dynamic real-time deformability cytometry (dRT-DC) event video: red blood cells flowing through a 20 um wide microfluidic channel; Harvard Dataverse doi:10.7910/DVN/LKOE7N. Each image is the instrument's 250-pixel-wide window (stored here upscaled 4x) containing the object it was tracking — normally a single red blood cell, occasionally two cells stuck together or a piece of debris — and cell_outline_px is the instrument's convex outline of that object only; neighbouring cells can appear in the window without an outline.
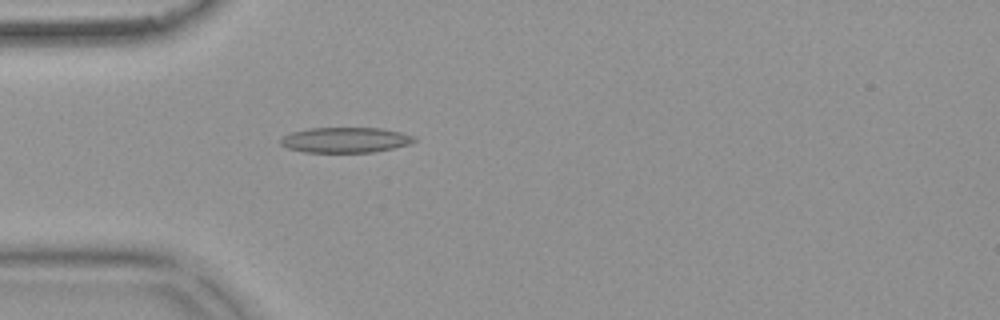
{"species": "common noctule bat (a hibernating species)", "species_latin": "Nyctalus noctula", "temperature_condition": "warm", "stored_images_in_passage": 46, "camera_frame_rate_fps": 3000, "um_per_image_px": 0.085, "animal": {"sex": "female", "body_mass_g": 18.4}, "frame": {"image": 1, "passage_image": 8, "time_ms": 2.333, "image_size_px": [1000, 320], "cell_outline_px": [[416, 140], [408, 144], [392, 148], [372, 152], [304, 152], [288, 148], [280, 144], [280, 140], [284, 136], [292, 132], [308, 128], [380, 128], [400, 132], [416, 136]], "centroid_in_image_um": [29.35, 11.89], "position_along_channel_um": 55.7, "area_um2": 19.59}}
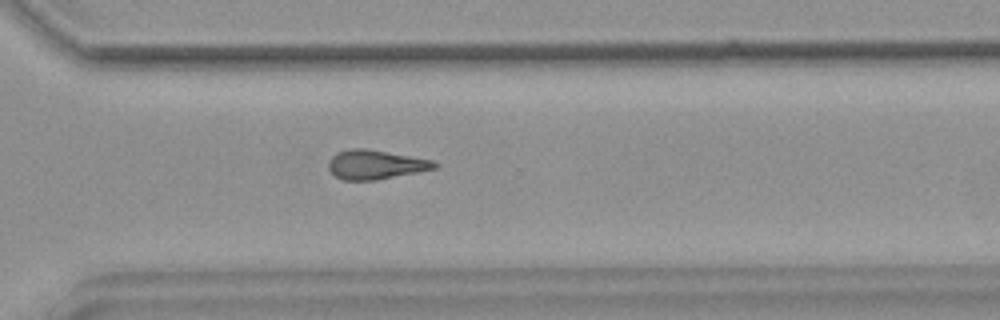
{"frame": {"image": 2, "passage_image": 31, "time_ms": 10.0, "image_size_px": [1000, 320], "cell_outline_px": [[440, 164], [436, 168], [376, 180], [344, 180], [336, 176], [328, 168], [328, 160], [336, 152], [352, 148], [368, 148], [432, 160]], "centroid_in_image_um": [31.9, 13.97], "position_along_channel_um": 338.7, "area_um2": 18.03}}
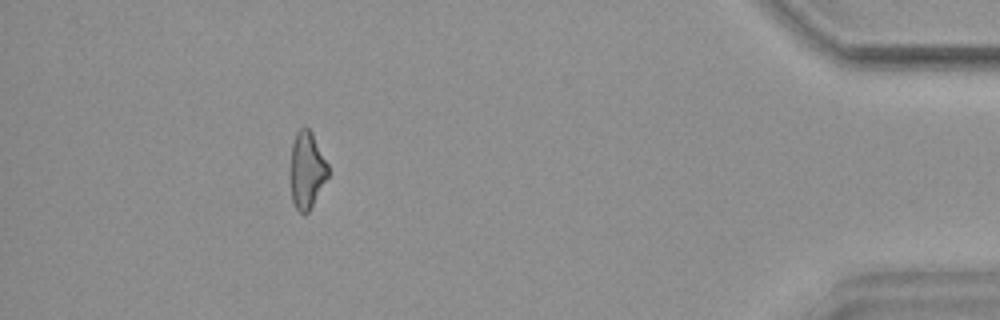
{"frame": {"image": 3, "passage_image": 41, "time_ms": 13.333, "image_size_px": [1000, 320], "cell_outline_px": [[328, 176], [308, 212], [300, 212], [296, 208], [292, 200], [292, 144], [296, 132], [300, 128], [308, 128], [312, 132], [328, 164]], "centroid_in_image_um": [26.1, 14.42], "position_along_channel_um": 409.1, "area_um2": 16.24}, "authors_computed_cell_mechanics": {"area_um2": 18.0914, "velocity_mm_per_s": 3.7655, "shape_relaxation_time_tau1_ms": null, "shape_relaxation_time_tau2_ms": 6.3527, "deformation_change_tau1": null, "deformation_change_tau2": 0.1705}}